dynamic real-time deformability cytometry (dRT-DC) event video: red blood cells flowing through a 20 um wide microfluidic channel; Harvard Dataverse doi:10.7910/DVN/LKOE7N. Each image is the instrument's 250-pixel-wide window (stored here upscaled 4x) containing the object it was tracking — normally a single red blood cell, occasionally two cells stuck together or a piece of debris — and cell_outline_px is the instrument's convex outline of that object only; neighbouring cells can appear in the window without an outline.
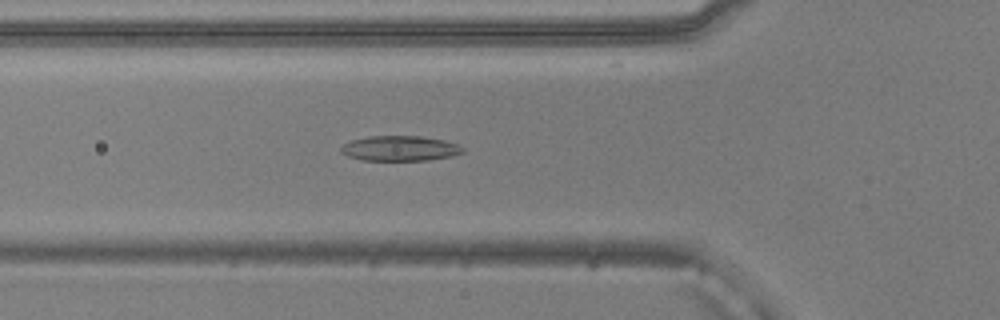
{"species": "common noctule bat (a hibernating species)", "species_latin": "Nyctalus noctula", "temperature_condition": "warm", "stored_images_in_passage": 33, "camera_frame_rate_fps": 3000, "um_per_image_px": 0.085, "animal": {"sex": "male", "body_mass_g": 20.5, "forearm_length_mm": 52.5}, "frame": {"image": 1, "passage_image": 10, "time_ms": 3.0, "image_size_px": [1000, 320], "cell_outline_px": [[464, 152], [452, 156], [428, 160], [360, 160], [348, 156], [340, 152], [340, 148], [344, 144], [352, 140], [368, 136], [420, 136], [444, 140], [456, 144], [464, 148]], "centroid_in_image_um": [33.98, 12.61], "position_along_channel_um": 91.8, "area_um2": 17.8}}
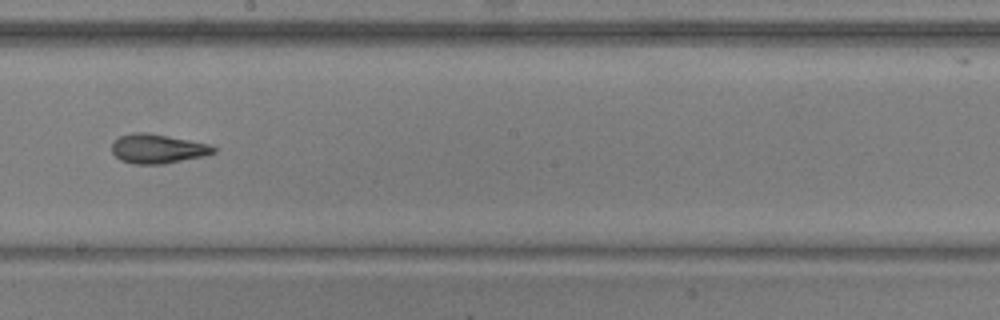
{"frame": {"image": 2, "passage_image": 21, "time_ms": 6.667, "image_size_px": [1000, 320], "cell_outline_px": [[216, 152], [204, 156], [164, 164], [132, 164], [120, 160], [112, 152], [112, 144], [120, 136], [132, 132], [148, 132], [208, 144], [216, 148]], "centroid_in_image_um": [13.38, 12.65], "position_along_channel_um": 234.8, "area_um2": 17.34}}
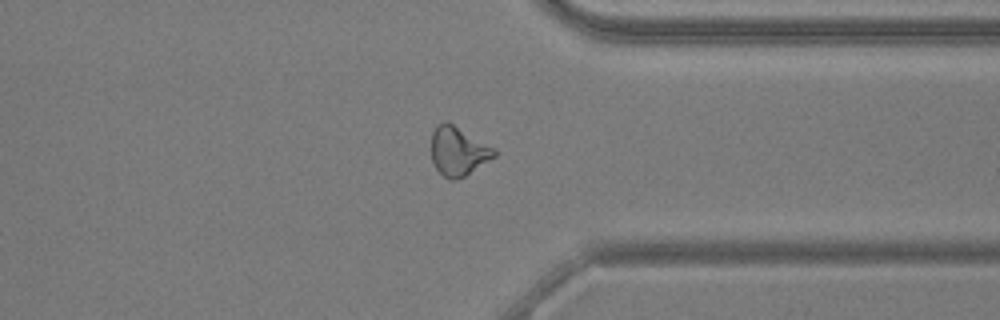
{"frame": {"image": 3, "passage_image": 32, "time_ms": 10.333, "image_size_px": [1000, 320], "cell_outline_px": [[496, 156], [464, 176], [456, 180], [448, 180], [436, 168], [432, 160], [432, 132], [436, 124], [444, 120], [452, 124], [496, 148]], "centroid_in_image_um": [38.94, 12.84], "position_along_channel_um": 372.5, "area_um2": 17.86}}